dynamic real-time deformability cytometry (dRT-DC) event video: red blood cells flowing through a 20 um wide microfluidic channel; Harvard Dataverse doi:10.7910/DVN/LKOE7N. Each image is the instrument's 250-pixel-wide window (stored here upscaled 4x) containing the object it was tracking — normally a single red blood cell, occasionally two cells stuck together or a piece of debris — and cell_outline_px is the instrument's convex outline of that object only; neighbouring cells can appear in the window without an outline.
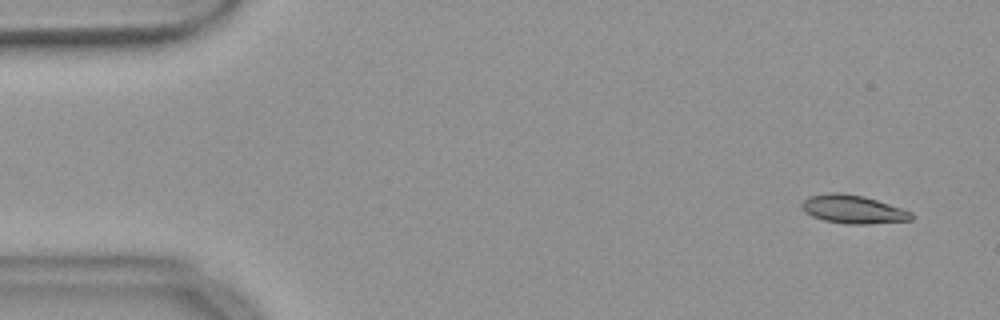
{"species": "common noctule bat (a hibernating species)", "species_latin": "Nyctalus noctula", "temperature_condition": "warm", "stored_images_in_passage": 16, "camera_frame_rate_fps": 3000, "um_per_image_px": 0.085, "animal": {"sex": "female", "body_mass_g": 18.4}, "frame": {"image": 1, "passage_image": 3, "time_ms": 0.667, "image_size_px": [1000, 320], "cell_outline_px": [[912, 220], [868, 224], [844, 224], [824, 220], [812, 216], [804, 212], [800, 208], [800, 204], [808, 196], [828, 192], [840, 192], [864, 196], [912, 212]], "centroid_in_image_um": [72.44, 17.78], "position_along_channel_um": 12.6, "area_um2": 18.21}}